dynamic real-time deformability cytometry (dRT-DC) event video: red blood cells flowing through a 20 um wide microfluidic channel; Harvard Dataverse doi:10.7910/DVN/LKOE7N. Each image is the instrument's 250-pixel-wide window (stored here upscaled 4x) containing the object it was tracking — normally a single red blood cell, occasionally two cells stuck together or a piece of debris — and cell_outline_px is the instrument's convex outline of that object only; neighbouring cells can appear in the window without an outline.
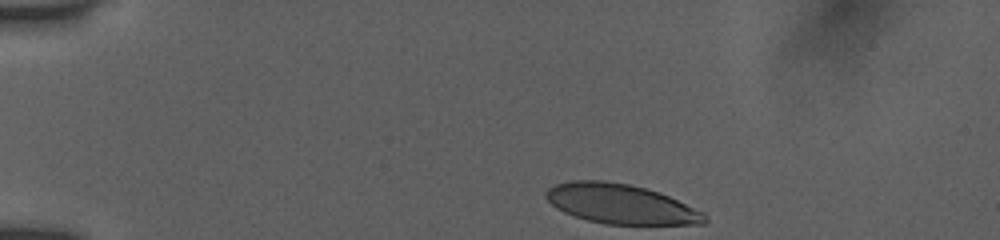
{"species": "human", "species_latin": "Homo sapiens", "temperature_condition": "room temperature", "stored_images_in_passage": 37, "camera_frame_rate_fps": 3000, "um_per_image_px": 0.085, "donor": {"sex": "female"}, "frame": {"image": 1, "passage_image": 1, "time_ms": 0.0, "image_size_px": [1000, 240], "cell_outline_px": [[708, 220], [704, 224], [604, 224], [588, 220], [564, 212], [556, 208], [544, 196], [544, 192], [548, 188], [556, 184], [568, 180], [604, 180], [628, 184], [660, 192], [704, 212], [708, 216]], "centroid_in_image_um": [52.76, 17.33], "position_along_channel_um": 32.2, "area_um2": 36.76}}
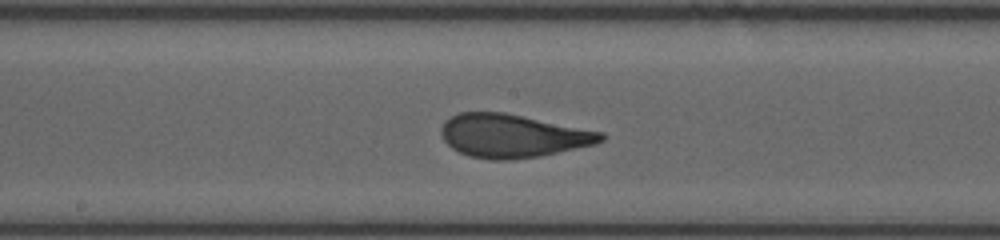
{"frame": {"image": 2, "passage_image": 20, "time_ms": 6.333, "image_size_px": [1000, 240], "cell_outline_px": [[604, 140], [596, 144], [540, 156], [512, 160], [492, 160], [468, 156], [452, 148], [444, 140], [440, 132], [440, 128], [444, 120], [460, 112], [504, 112], [604, 132]], "centroid_in_image_um": [43.56, 11.55], "position_along_channel_um": 204.6, "area_um2": 40.46}}
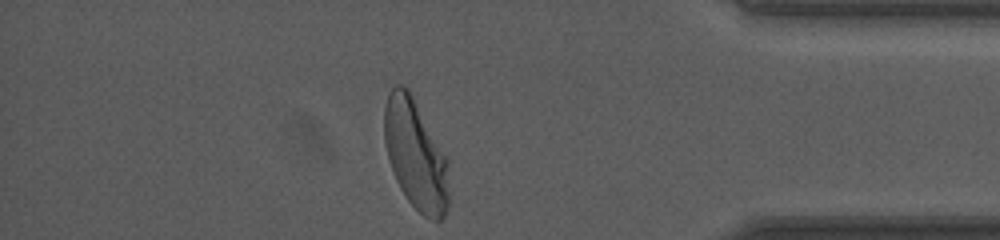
{"frame": {"image": 3, "passage_image": 37, "time_ms": 12.0, "image_size_px": [1000, 240], "cell_outline_px": [[448, 208], [444, 216], [440, 220], [432, 220], [424, 216], [408, 200], [400, 188], [396, 180], [388, 160], [384, 140], [384, 108], [388, 96], [392, 88], [396, 84], [400, 84], [408, 88], [444, 156], [448, 164]], "centroid_in_image_um": [35.29, 13.18], "position_along_channel_um": 399.9, "area_um2": 40.63}, "authors_computed_cell_mechanics": {"area_um2": 39.9398, "velocity_mm_per_s": 3.9025, "shape_relaxation_time_tau1_ms": 4.1015, "shape_relaxation_time_tau2_ms": null, "deformation_change_tau1": 0.1986, "deformation_change_tau2": null}}